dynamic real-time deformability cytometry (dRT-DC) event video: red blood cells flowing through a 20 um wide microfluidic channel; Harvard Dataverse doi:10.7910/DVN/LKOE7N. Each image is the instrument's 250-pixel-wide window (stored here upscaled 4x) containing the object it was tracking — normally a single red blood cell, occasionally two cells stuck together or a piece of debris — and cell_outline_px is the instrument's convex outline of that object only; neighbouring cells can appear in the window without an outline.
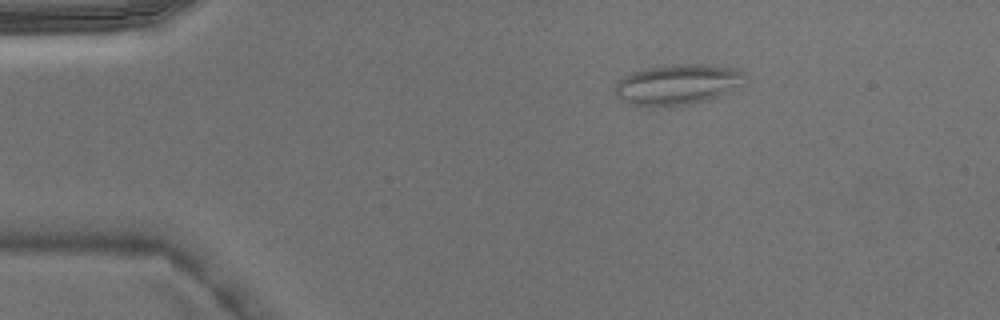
{"species": "Egyptian fruit bat (a non-hibernating species)", "species_latin": "Rousettus aegyptiacus", "temperature_condition": "warm", "stored_images_in_passage": 4, "camera_frame_rate_fps": 3000, "um_per_image_px": 0.085, "animal": {"sex": "male"}, "frame": {"image": 1, "passage_image": 4, "time_ms": 1.0, "image_size_px": [1000, 320], "cell_outline_px": [[748, 76], [724, 92], [708, 100], [688, 104], [628, 104], [620, 100], [616, 96], [616, 84], [624, 76], [632, 72], [644, 68], [664, 64], [704, 64], [736, 68], [744, 72]], "centroid_in_image_um": [57.54, 7.13], "position_along_channel_um": 27.5, "area_um2": 29.77}}